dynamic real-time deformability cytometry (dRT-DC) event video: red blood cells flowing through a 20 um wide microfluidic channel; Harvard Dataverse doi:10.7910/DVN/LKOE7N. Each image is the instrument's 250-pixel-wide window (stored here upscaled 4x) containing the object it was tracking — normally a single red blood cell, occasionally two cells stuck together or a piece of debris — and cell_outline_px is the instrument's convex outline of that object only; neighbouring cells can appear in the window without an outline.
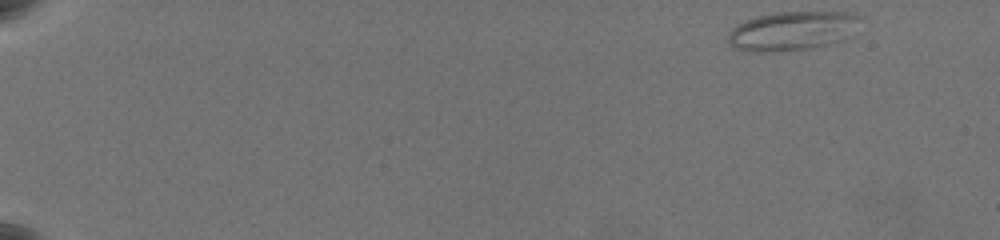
{"species": "common noctule bat (a hibernating species)", "species_latin": "Nyctalus noctula", "temperature_condition": "warm", "stored_images_in_passage": 57, "camera_frame_rate_fps": 3000, "um_per_image_px": 0.085, "animal": {"sex": "female", "body_mass_g": 19.5, "forearm_length_mm": 54.1}, "frame": {"image": 1, "passage_image": 1, "time_ms": 0.0, "image_size_px": [1000, 240], "cell_outline_px": [[860, 16], [840, 40], [816, 48], [776, 52], [748, 52], [736, 48], [728, 44], [728, 36], [732, 28], [736, 24], [756, 16], [776, 12], [844, 12]], "centroid_in_image_um": [67.17, 2.64], "position_along_channel_um": 17.8, "area_um2": 29.54}}
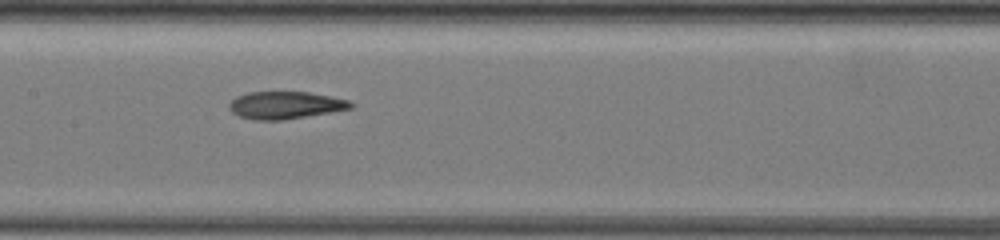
{"frame": {"image": 2, "passage_image": 30, "time_ms": 9.667, "image_size_px": [1000, 240], "cell_outline_px": [[356, 104], [352, 108], [284, 120], [252, 120], [240, 116], [232, 112], [228, 108], [228, 104], [236, 96], [248, 92], [308, 92], [348, 100]], "centroid_in_image_um": [24.22, 8.94], "position_along_channel_um": 183.2, "area_um2": 19.36}}
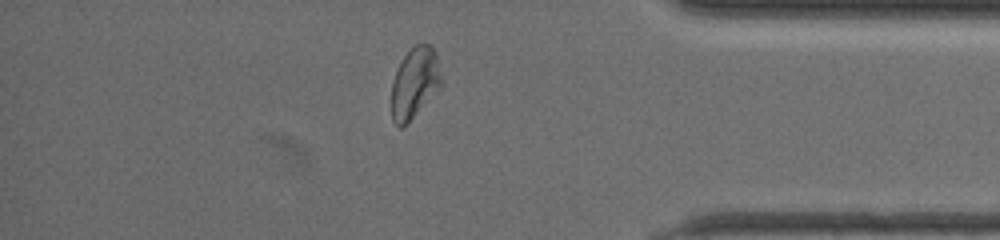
{"frame": {"image": 3, "passage_image": 50, "time_ms": 16.333, "image_size_px": [1000, 240], "cell_outline_px": [[440, 88], [404, 128], [400, 128], [392, 120], [392, 84], [396, 72], [404, 56], [416, 44], [432, 44], [436, 52], [440, 72]], "centroid_in_image_um": [35.25, 7.07], "position_along_channel_um": 399.9, "area_um2": 20.4}, "authors_computed_cell_mechanics": {"area_um2": 21.3282, "velocity_mm_per_s": 3.5184, "shape_relaxation_time_tau1_ms": 8.6831, "shape_relaxation_time_tau2_ms": 1.7357, "deformation_change_tau1": 0.2144, "deformation_change_tau2": 0.0934}}